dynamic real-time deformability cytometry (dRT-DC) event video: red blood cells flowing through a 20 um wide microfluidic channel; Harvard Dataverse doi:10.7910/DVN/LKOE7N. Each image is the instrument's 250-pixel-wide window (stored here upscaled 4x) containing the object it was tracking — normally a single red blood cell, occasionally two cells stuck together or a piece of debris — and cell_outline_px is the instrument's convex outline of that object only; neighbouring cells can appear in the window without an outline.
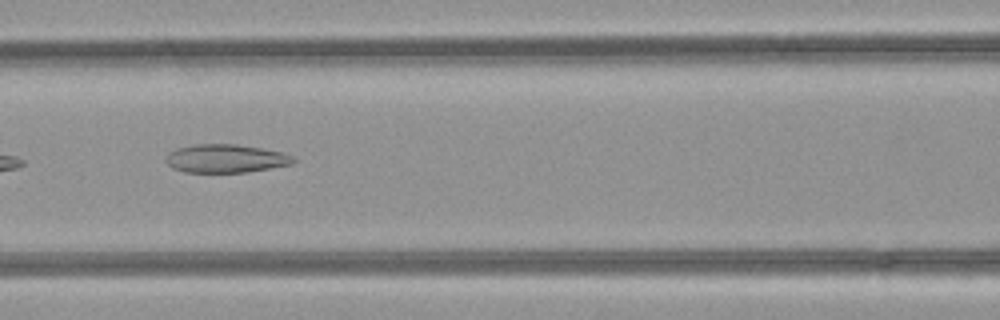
{"species": "common noctule bat (a hibernating species)", "species_latin": "Nyctalus noctula", "temperature_condition": "room temperature", "stored_images_in_passage": 6, "camera_frame_rate_fps": 3000, "um_per_image_px": 0.085, "animal": {"sex": "female", "body_mass_g": 21.9}, "frame": {"image": 1, "passage_image": 5, "time_ms": 1.333, "image_size_px": [1000, 320], "cell_outline_px": [[296, 160], [292, 164], [248, 172], [184, 172], [172, 168], [164, 160], [168, 152], [176, 148], [196, 144], [236, 144], [260, 148], [280, 152], [292, 156]], "centroid_in_image_um": [19.14, 13.47], "position_along_channel_um": 147.5, "area_um2": 21.04}}
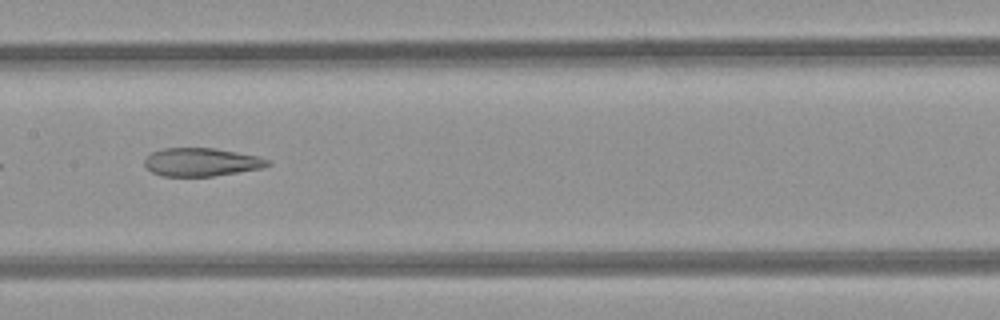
{"frame": {"image": 2, "passage_image": 6, "time_ms": 1.667, "image_size_px": [1000, 320], "cell_outline_px": [[272, 164], [264, 168], [212, 176], [160, 176], [152, 172], [144, 164], [144, 160], [152, 152], [164, 148], [216, 148], [256, 156], [268, 160]], "centroid_in_image_um": [17.12, 13.78], "position_along_channel_um": 190.3, "area_um2": 20.17}}